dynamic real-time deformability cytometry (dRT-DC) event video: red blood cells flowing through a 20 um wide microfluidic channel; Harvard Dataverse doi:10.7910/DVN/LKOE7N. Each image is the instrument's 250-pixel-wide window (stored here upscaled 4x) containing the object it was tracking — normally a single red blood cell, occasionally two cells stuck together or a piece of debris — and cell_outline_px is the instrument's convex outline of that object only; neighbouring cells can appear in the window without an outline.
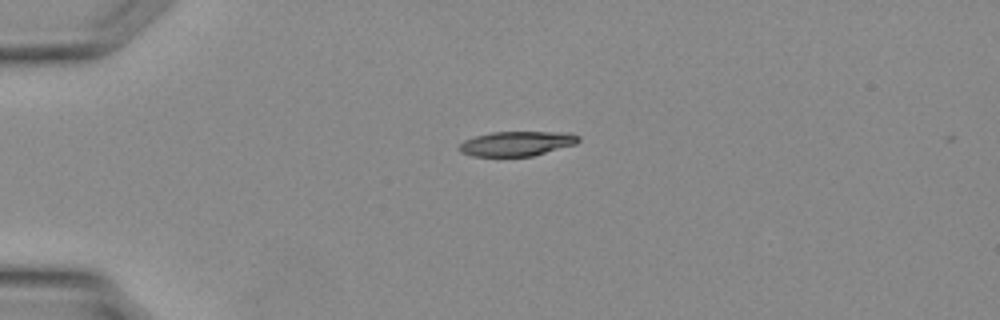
{"species": "Egyptian fruit bat (a non-hibernating species)", "species_latin": "Rousettus aegyptiacus", "temperature_condition": "warm", "stored_images_in_passage": 6, "camera_frame_rate_fps": 3000, "um_per_image_px": 0.085, "animal": {"sex": "female"}, "frame": {"image": 1, "passage_image": 1, "time_ms": 0.0, "image_size_px": [1000, 320], "cell_outline_px": [[580, 140], [576, 144], [532, 156], [472, 156], [460, 152], [460, 144], [464, 140], [476, 136], [492, 132], [568, 132], [580, 136]], "centroid_in_image_um": [43.95, 12.2], "position_along_channel_um": 41.0, "area_um2": 17.11}}
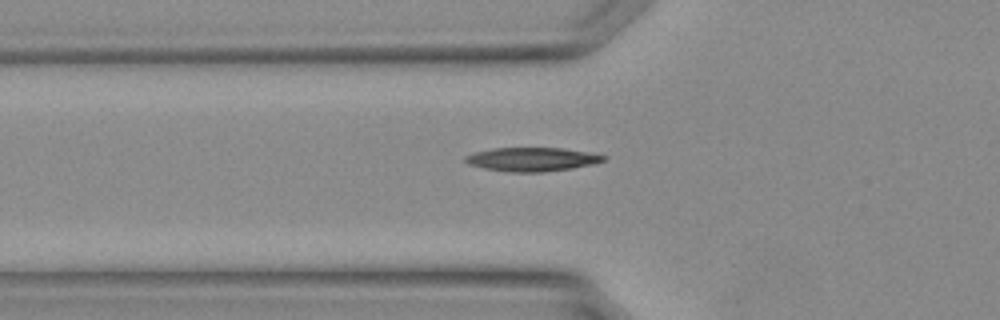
{"frame": {"image": 2, "passage_image": 5, "time_ms": 1.333, "image_size_px": [1000, 320], "cell_outline_px": [[608, 156], [604, 160], [596, 164], [572, 168], [544, 172], [508, 172], [484, 168], [468, 164], [464, 160], [464, 156], [476, 152], [492, 148], [564, 148], [592, 152]], "centroid_in_image_um": [45.27, 13.54], "position_along_channel_um": 80.5, "area_um2": 19.36}}